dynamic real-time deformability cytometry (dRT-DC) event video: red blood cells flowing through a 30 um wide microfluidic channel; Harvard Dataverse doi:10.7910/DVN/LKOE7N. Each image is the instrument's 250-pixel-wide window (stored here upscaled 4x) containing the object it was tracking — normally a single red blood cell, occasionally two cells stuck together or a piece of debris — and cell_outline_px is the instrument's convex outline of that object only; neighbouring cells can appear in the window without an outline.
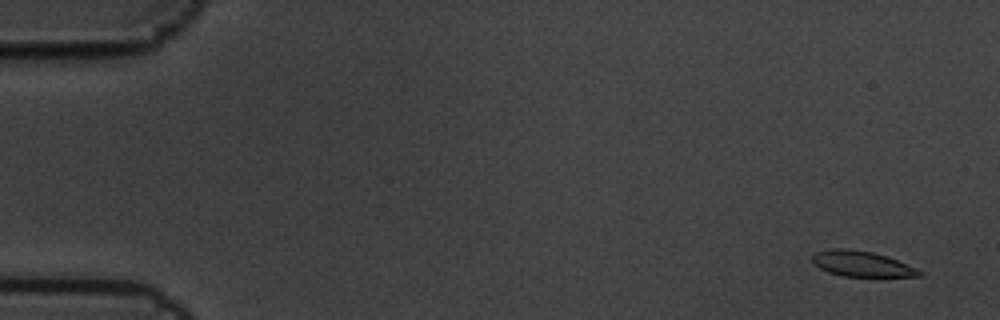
{"species": "common noctule bat (a hibernating species)", "species_latin": "Nyctalus noctula", "temperature_condition": "cold", "stored_images_in_passage": 9, "camera_frame_rate_fps": 3000, "um_per_image_px": 0.085, "animal": {"sex": "male", "body_mass_g": 19.5, "forearm_length_mm": 54.6}, "frame": {"image": 1, "passage_image": 1, "time_ms": 0.0, "image_size_px": [1000, 320], "cell_outline_px": [[924, 272], [920, 276], [844, 276], [828, 272], [812, 264], [812, 256], [816, 252], [832, 248], [848, 248], [872, 252], [888, 256], [916, 268]], "centroid_in_image_um": [73.22, 22.41], "position_along_channel_um": 11.8, "area_um2": 15.9}}
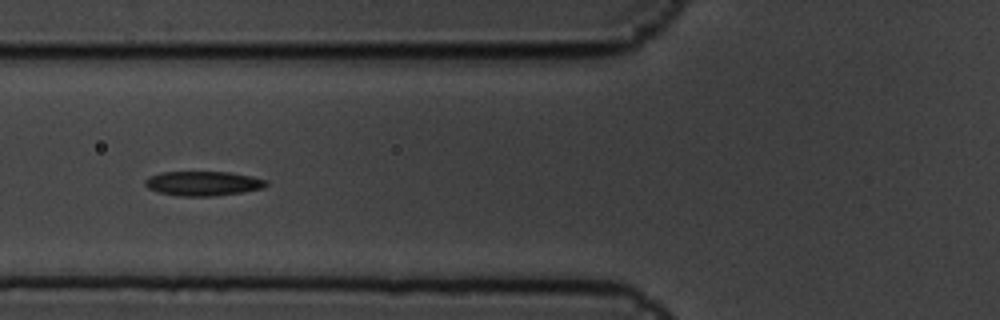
{"frame": {"image": 2, "passage_image": 6, "time_ms": 1.667, "image_size_px": [1000, 320], "cell_outline_px": [[268, 184], [264, 188], [244, 192], [212, 196], [176, 196], [156, 192], [148, 188], [144, 184], [144, 180], [148, 176], [160, 172], [232, 172], [252, 176], [268, 180]], "centroid_in_image_um": [17.25, 15.59], "position_along_channel_um": 108.5, "area_um2": 17.63}}
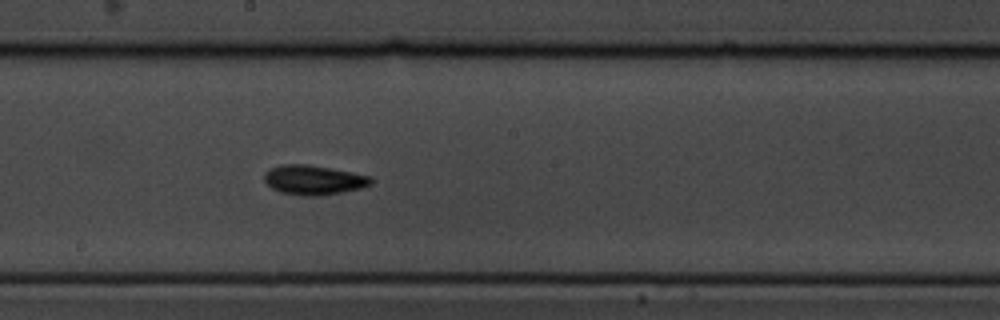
{"frame": {"image": 3, "passage_image": 9, "time_ms": 2.667, "image_size_px": [1000, 320], "cell_outline_px": [[372, 184], [360, 188], [320, 196], [300, 196], [280, 192], [272, 188], [264, 180], [264, 172], [272, 168], [284, 164], [308, 164], [372, 176]], "centroid_in_image_um": [26.65, 15.3], "position_along_channel_um": 221.6, "area_um2": 18.32}}